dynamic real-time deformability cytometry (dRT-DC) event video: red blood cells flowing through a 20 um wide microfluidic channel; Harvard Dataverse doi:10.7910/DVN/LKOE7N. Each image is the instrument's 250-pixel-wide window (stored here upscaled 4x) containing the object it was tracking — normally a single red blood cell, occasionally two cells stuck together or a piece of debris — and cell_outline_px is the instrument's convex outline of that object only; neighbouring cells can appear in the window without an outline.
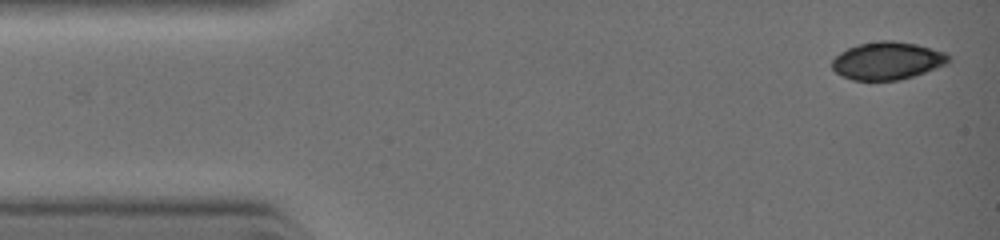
{"species": "common noctule bat (a hibernating species)", "species_latin": "Nyctalus noctula", "temperature_condition": "warm", "stored_images_in_passage": 4, "camera_frame_rate_fps": 3000, "um_per_image_px": 0.085, "animal": {"sex": "female", "body_mass_g": 19.0, "forearm_length_mm": 51.5}, "frame": {"image": 1, "passage_image": 1, "time_ms": 0.0, "image_size_px": [1000, 240], "cell_outline_px": [[948, 64], [900, 80], [852, 80], [840, 76], [832, 68], [832, 60], [840, 52], [856, 44], [880, 40], [892, 40], [916, 44], [944, 52], [948, 56]], "centroid_in_image_um": [75.38, 5.16], "position_along_channel_um": 9.6, "area_um2": 25.55}}
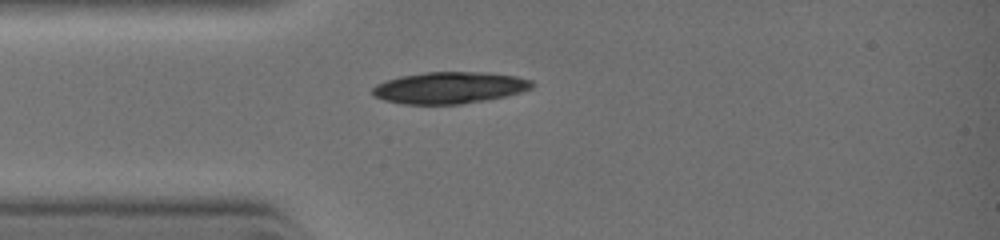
{"frame": {"image": 2, "passage_image": 4, "time_ms": 2.333, "image_size_px": [1000, 240], "cell_outline_px": [[536, 84], [532, 88], [520, 92], [488, 100], [460, 104], [404, 104], [384, 100], [376, 96], [372, 92], [372, 88], [376, 84], [400, 76], [424, 72], [484, 72], [516, 76], [532, 80]], "centroid_in_image_um": [38.23, 7.45], "position_along_channel_um": 46.8, "area_um2": 29.42}}